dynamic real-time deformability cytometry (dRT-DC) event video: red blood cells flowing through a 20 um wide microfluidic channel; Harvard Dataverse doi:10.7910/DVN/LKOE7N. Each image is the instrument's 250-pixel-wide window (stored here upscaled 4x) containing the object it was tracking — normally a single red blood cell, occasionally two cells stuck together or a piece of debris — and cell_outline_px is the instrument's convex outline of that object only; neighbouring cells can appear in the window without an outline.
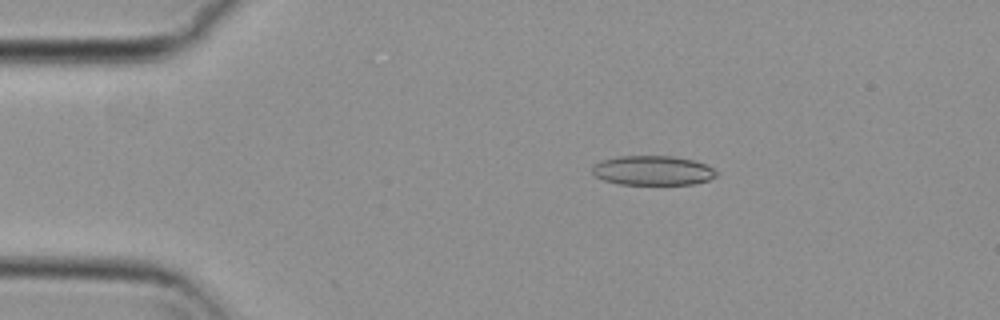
{"species": "common noctule bat (a hibernating species)", "species_latin": "Nyctalus noctula", "temperature_condition": "cold", "stored_images_in_passage": 46, "camera_frame_rate_fps": 3000, "um_per_image_px": 0.085, "animal": {"sex": "female", "body_mass_g": 29.2, "forearm_length_mm": 56.3}, "frame": {"image": 1, "passage_image": 1, "time_ms": 0.0, "image_size_px": [1000, 320], "cell_outline_px": [[720, 172], [716, 176], [708, 180], [692, 184], [616, 184], [604, 180], [596, 176], [592, 172], [592, 168], [600, 160], [620, 156], [672, 156], [692, 160], [704, 164]], "centroid_in_image_um": [55.48, 14.49], "position_along_channel_um": 29.5, "area_um2": 21.27}}
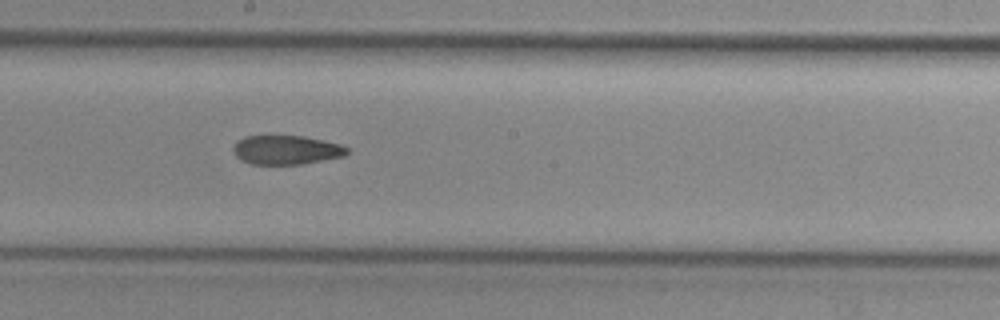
{"frame": {"image": 2, "passage_image": 21, "time_ms": 6.667, "image_size_px": [1000, 320], "cell_outline_px": [[348, 152], [344, 156], [300, 164], [252, 164], [240, 160], [232, 152], [232, 148], [236, 140], [244, 136], [304, 136], [324, 140], [340, 144], [348, 148]], "centroid_in_image_um": [24.29, 12.73], "position_along_channel_um": 223.9, "area_um2": 19.36}}
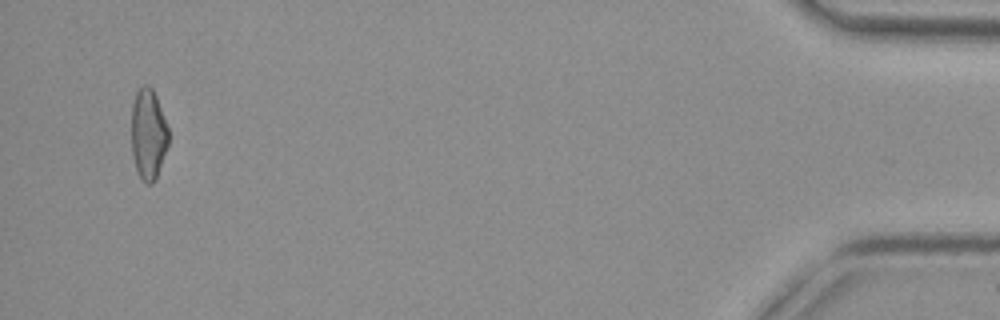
{"frame": {"image": 3, "passage_image": 44, "time_ms": 14.333, "image_size_px": [1000, 320], "cell_outline_px": [[168, 144], [156, 180], [152, 184], [144, 184], [140, 180], [132, 156], [132, 104], [136, 92], [144, 84], [148, 84], [152, 88], [156, 96], [168, 128]], "centroid_in_image_um": [12.6, 11.44], "position_along_channel_um": 422.6, "area_um2": 19.71}, "authors_computed_cell_mechanics": {"area_um2": 20.3745, "velocity_mm_per_s": 3.7318, "shape_relaxation_time_tau1_ms": null, "shape_relaxation_time_tau2_ms": 7.4819, "deformation_change_tau1": null, "deformation_change_tau2": 0.1721}}